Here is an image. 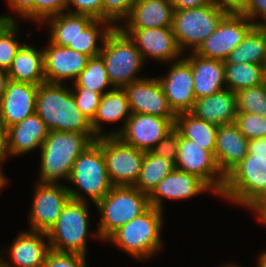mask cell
Instances as JSON below:
<instances>
[{
	"mask_svg": "<svg viewBox=\"0 0 266 267\" xmlns=\"http://www.w3.org/2000/svg\"><path fill=\"white\" fill-rule=\"evenodd\" d=\"M214 156L222 174L239 191L266 171V157L235 122L218 126Z\"/></svg>",
	"mask_w": 266,
	"mask_h": 267,
	"instance_id": "6da1fadb",
	"label": "cell"
},
{
	"mask_svg": "<svg viewBox=\"0 0 266 267\" xmlns=\"http://www.w3.org/2000/svg\"><path fill=\"white\" fill-rule=\"evenodd\" d=\"M36 113L49 131L86 133L94 141L98 138L91 121L77 107L71 89L63 83L43 82L38 85Z\"/></svg>",
	"mask_w": 266,
	"mask_h": 267,
	"instance_id": "7a4b0ae2",
	"label": "cell"
},
{
	"mask_svg": "<svg viewBox=\"0 0 266 267\" xmlns=\"http://www.w3.org/2000/svg\"><path fill=\"white\" fill-rule=\"evenodd\" d=\"M94 142L86 133L49 131L40 148L39 183L68 181L75 160Z\"/></svg>",
	"mask_w": 266,
	"mask_h": 267,
	"instance_id": "3957f363",
	"label": "cell"
},
{
	"mask_svg": "<svg viewBox=\"0 0 266 267\" xmlns=\"http://www.w3.org/2000/svg\"><path fill=\"white\" fill-rule=\"evenodd\" d=\"M71 199L56 223L47 232L50 250L86 256L89 231V205L77 189L67 187Z\"/></svg>",
	"mask_w": 266,
	"mask_h": 267,
	"instance_id": "277c9868",
	"label": "cell"
},
{
	"mask_svg": "<svg viewBox=\"0 0 266 267\" xmlns=\"http://www.w3.org/2000/svg\"><path fill=\"white\" fill-rule=\"evenodd\" d=\"M175 168L197 176L215 195L233 203L238 202L240 191L222 174L214 154L195 141L183 138L180 133Z\"/></svg>",
	"mask_w": 266,
	"mask_h": 267,
	"instance_id": "5b68a950",
	"label": "cell"
},
{
	"mask_svg": "<svg viewBox=\"0 0 266 267\" xmlns=\"http://www.w3.org/2000/svg\"><path fill=\"white\" fill-rule=\"evenodd\" d=\"M162 211L150 206L145 212L120 227L106 241L113 242L135 258L152 257L162 247Z\"/></svg>",
	"mask_w": 266,
	"mask_h": 267,
	"instance_id": "8992f818",
	"label": "cell"
},
{
	"mask_svg": "<svg viewBox=\"0 0 266 267\" xmlns=\"http://www.w3.org/2000/svg\"><path fill=\"white\" fill-rule=\"evenodd\" d=\"M95 205L101 213V221L98 232L93 235L105 241L150 207L148 195L134 186H113Z\"/></svg>",
	"mask_w": 266,
	"mask_h": 267,
	"instance_id": "52a82bcc",
	"label": "cell"
},
{
	"mask_svg": "<svg viewBox=\"0 0 266 267\" xmlns=\"http://www.w3.org/2000/svg\"><path fill=\"white\" fill-rule=\"evenodd\" d=\"M99 55L104 60L108 77L114 87L123 88L143 79L135 76L145 63L141 52L118 26L107 35Z\"/></svg>",
	"mask_w": 266,
	"mask_h": 267,
	"instance_id": "ba28073f",
	"label": "cell"
},
{
	"mask_svg": "<svg viewBox=\"0 0 266 267\" xmlns=\"http://www.w3.org/2000/svg\"><path fill=\"white\" fill-rule=\"evenodd\" d=\"M227 14L213 3L198 8L175 10L172 29L181 52L186 47L195 52Z\"/></svg>",
	"mask_w": 266,
	"mask_h": 267,
	"instance_id": "9c48e42d",
	"label": "cell"
},
{
	"mask_svg": "<svg viewBox=\"0 0 266 267\" xmlns=\"http://www.w3.org/2000/svg\"><path fill=\"white\" fill-rule=\"evenodd\" d=\"M109 179L113 186H134L143 164L145 151L124 143L118 136L98 137Z\"/></svg>",
	"mask_w": 266,
	"mask_h": 267,
	"instance_id": "30bf717a",
	"label": "cell"
},
{
	"mask_svg": "<svg viewBox=\"0 0 266 267\" xmlns=\"http://www.w3.org/2000/svg\"><path fill=\"white\" fill-rule=\"evenodd\" d=\"M68 181L86 193L95 204L109 193L113 185L102 148L96 142L75 160Z\"/></svg>",
	"mask_w": 266,
	"mask_h": 267,
	"instance_id": "8fae6325",
	"label": "cell"
},
{
	"mask_svg": "<svg viewBox=\"0 0 266 267\" xmlns=\"http://www.w3.org/2000/svg\"><path fill=\"white\" fill-rule=\"evenodd\" d=\"M255 25L243 14L228 13L194 53L204 58L225 61Z\"/></svg>",
	"mask_w": 266,
	"mask_h": 267,
	"instance_id": "7c38bea8",
	"label": "cell"
},
{
	"mask_svg": "<svg viewBox=\"0 0 266 267\" xmlns=\"http://www.w3.org/2000/svg\"><path fill=\"white\" fill-rule=\"evenodd\" d=\"M30 227L32 231L48 232L56 223L66 204L71 199L66 186L52 183H36Z\"/></svg>",
	"mask_w": 266,
	"mask_h": 267,
	"instance_id": "4fadbf2b",
	"label": "cell"
},
{
	"mask_svg": "<svg viewBox=\"0 0 266 267\" xmlns=\"http://www.w3.org/2000/svg\"><path fill=\"white\" fill-rule=\"evenodd\" d=\"M175 127V118L131 113L125 127L117 135L124 143L143 151H150Z\"/></svg>",
	"mask_w": 266,
	"mask_h": 267,
	"instance_id": "5bb4252c",
	"label": "cell"
},
{
	"mask_svg": "<svg viewBox=\"0 0 266 267\" xmlns=\"http://www.w3.org/2000/svg\"><path fill=\"white\" fill-rule=\"evenodd\" d=\"M170 66L165 77H157L168 105L175 115L191 112L196 101L191 64L184 57Z\"/></svg>",
	"mask_w": 266,
	"mask_h": 267,
	"instance_id": "9a60e30c",
	"label": "cell"
},
{
	"mask_svg": "<svg viewBox=\"0 0 266 267\" xmlns=\"http://www.w3.org/2000/svg\"><path fill=\"white\" fill-rule=\"evenodd\" d=\"M121 30L135 43L144 61L148 56L164 62L175 61L182 56L172 26Z\"/></svg>",
	"mask_w": 266,
	"mask_h": 267,
	"instance_id": "2e32d148",
	"label": "cell"
},
{
	"mask_svg": "<svg viewBox=\"0 0 266 267\" xmlns=\"http://www.w3.org/2000/svg\"><path fill=\"white\" fill-rule=\"evenodd\" d=\"M123 89L126 92L131 113L176 118L157 78H143L125 85Z\"/></svg>",
	"mask_w": 266,
	"mask_h": 267,
	"instance_id": "e0dca14e",
	"label": "cell"
},
{
	"mask_svg": "<svg viewBox=\"0 0 266 267\" xmlns=\"http://www.w3.org/2000/svg\"><path fill=\"white\" fill-rule=\"evenodd\" d=\"M45 82L63 83L77 79L86 67L89 56L68 47L49 42L43 49Z\"/></svg>",
	"mask_w": 266,
	"mask_h": 267,
	"instance_id": "ac0fdd59",
	"label": "cell"
},
{
	"mask_svg": "<svg viewBox=\"0 0 266 267\" xmlns=\"http://www.w3.org/2000/svg\"><path fill=\"white\" fill-rule=\"evenodd\" d=\"M38 85L9 80L0 100L2 124L8 128L36 112Z\"/></svg>",
	"mask_w": 266,
	"mask_h": 267,
	"instance_id": "d6986e66",
	"label": "cell"
},
{
	"mask_svg": "<svg viewBox=\"0 0 266 267\" xmlns=\"http://www.w3.org/2000/svg\"><path fill=\"white\" fill-rule=\"evenodd\" d=\"M212 189L193 174L174 168L148 195L150 206L163 210V198L182 200ZM163 197V198H162Z\"/></svg>",
	"mask_w": 266,
	"mask_h": 267,
	"instance_id": "ffe728a7",
	"label": "cell"
},
{
	"mask_svg": "<svg viewBox=\"0 0 266 267\" xmlns=\"http://www.w3.org/2000/svg\"><path fill=\"white\" fill-rule=\"evenodd\" d=\"M174 7L170 0H136L120 29H148L172 26Z\"/></svg>",
	"mask_w": 266,
	"mask_h": 267,
	"instance_id": "44dd1931",
	"label": "cell"
},
{
	"mask_svg": "<svg viewBox=\"0 0 266 267\" xmlns=\"http://www.w3.org/2000/svg\"><path fill=\"white\" fill-rule=\"evenodd\" d=\"M185 59L192 67L196 99L211 96L225 89L224 61L204 58L194 52Z\"/></svg>",
	"mask_w": 266,
	"mask_h": 267,
	"instance_id": "7402d4cb",
	"label": "cell"
},
{
	"mask_svg": "<svg viewBox=\"0 0 266 267\" xmlns=\"http://www.w3.org/2000/svg\"><path fill=\"white\" fill-rule=\"evenodd\" d=\"M45 237L47 233L42 231L20 232L9 248L13 267H42L50 251ZM9 264L5 262L6 267H12L11 262Z\"/></svg>",
	"mask_w": 266,
	"mask_h": 267,
	"instance_id": "603a6c76",
	"label": "cell"
},
{
	"mask_svg": "<svg viewBox=\"0 0 266 267\" xmlns=\"http://www.w3.org/2000/svg\"><path fill=\"white\" fill-rule=\"evenodd\" d=\"M237 112L236 93L227 88L211 96L196 99L191 110L197 118L216 126L235 122Z\"/></svg>",
	"mask_w": 266,
	"mask_h": 267,
	"instance_id": "cb8c5ba5",
	"label": "cell"
},
{
	"mask_svg": "<svg viewBox=\"0 0 266 267\" xmlns=\"http://www.w3.org/2000/svg\"><path fill=\"white\" fill-rule=\"evenodd\" d=\"M7 132L10 156H17L29 153L37 147L41 148V145L48 136L49 130L35 112L26 117L22 122L8 127Z\"/></svg>",
	"mask_w": 266,
	"mask_h": 267,
	"instance_id": "d4e9b609",
	"label": "cell"
},
{
	"mask_svg": "<svg viewBox=\"0 0 266 267\" xmlns=\"http://www.w3.org/2000/svg\"><path fill=\"white\" fill-rule=\"evenodd\" d=\"M130 115L131 111L125 90L117 87L111 90L109 89L107 93L102 95L96 115L91 121L92 130L97 137L117 136L125 127L126 121ZM123 119L124 126L118 129V131L114 130V132L108 134L102 132L101 122L113 123Z\"/></svg>",
	"mask_w": 266,
	"mask_h": 267,
	"instance_id": "484cf974",
	"label": "cell"
},
{
	"mask_svg": "<svg viewBox=\"0 0 266 267\" xmlns=\"http://www.w3.org/2000/svg\"><path fill=\"white\" fill-rule=\"evenodd\" d=\"M9 79L40 85L45 82L43 50L24 43L7 71Z\"/></svg>",
	"mask_w": 266,
	"mask_h": 267,
	"instance_id": "4316f807",
	"label": "cell"
},
{
	"mask_svg": "<svg viewBox=\"0 0 266 267\" xmlns=\"http://www.w3.org/2000/svg\"><path fill=\"white\" fill-rule=\"evenodd\" d=\"M50 20V21H49ZM94 18L86 14L60 13L47 18L50 25V42L76 50V39Z\"/></svg>",
	"mask_w": 266,
	"mask_h": 267,
	"instance_id": "83f0119b",
	"label": "cell"
},
{
	"mask_svg": "<svg viewBox=\"0 0 266 267\" xmlns=\"http://www.w3.org/2000/svg\"><path fill=\"white\" fill-rule=\"evenodd\" d=\"M175 128L183 138L195 141L214 154L218 126L185 112L176 115Z\"/></svg>",
	"mask_w": 266,
	"mask_h": 267,
	"instance_id": "f1b7e54d",
	"label": "cell"
},
{
	"mask_svg": "<svg viewBox=\"0 0 266 267\" xmlns=\"http://www.w3.org/2000/svg\"><path fill=\"white\" fill-rule=\"evenodd\" d=\"M224 63H255L266 66V25H255Z\"/></svg>",
	"mask_w": 266,
	"mask_h": 267,
	"instance_id": "f546056e",
	"label": "cell"
},
{
	"mask_svg": "<svg viewBox=\"0 0 266 267\" xmlns=\"http://www.w3.org/2000/svg\"><path fill=\"white\" fill-rule=\"evenodd\" d=\"M225 65V83L227 89L238 92L241 89L259 86L265 83L266 66L255 63Z\"/></svg>",
	"mask_w": 266,
	"mask_h": 267,
	"instance_id": "4dcf8cb0",
	"label": "cell"
},
{
	"mask_svg": "<svg viewBox=\"0 0 266 267\" xmlns=\"http://www.w3.org/2000/svg\"><path fill=\"white\" fill-rule=\"evenodd\" d=\"M175 164L165 158L146 151L138 180L134 187L149 195L173 169Z\"/></svg>",
	"mask_w": 266,
	"mask_h": 267,
	"instance_id": "1f68e13d",
	"label": "cell"
},
{
	"mask_svg": "<svg viewBox=\"0 0 266 267\" xmlns=\"http://www.w3.org/2000/svg\"><path fill=\"white\" fill-rule=\"evenodd\" d=\"M101 26H103L104 29H102L103 27ZM116 26L117 25L114 26V24L112 25L110 22L105 20L94 19L78 35V38L76 39V51L81 52L89 57L99 56L103 47V42L105 41L107 35ZM98 38H100L102 41V46L96 45Z\"/></svg>",
	"mask_w": 266,
	"mask_h": 267,
	"instance_id": "d6a6232c",
	"label": "cell"
},
{
	"mask_svg": "<svg viewBox=\"0 0 266 267\" xmlns=\"http://www.w3.org/2000/svg\"><path fill=\"white\" fill-rule=\"evenodd\" d=\"M73 83L74 87H86L102 95L108 92H105L104 89L109 85L115 88L108 77L104 60L100 55L88 59L86 67Z\"/></svg>",
	"mask_w": 266,
	"mask_h": 267,
	"instance_id": "836d02e7",
	"label": "cell"
},
{
	"mask_svg": "<svg viewBox=\"0 0 266 267\" xmlns=\"http://www.w3.org/2000/svg\"><path fill=\"white\" fill-rule=\"evenodd\" d=\"M15 19L11 15L0 16V69L8 71L13 59L22 45L17 41L18 29Z\"/></svg>",
	"mask_w": 266,
	"mask_h": 267,
	"instance_id": "e575fe53",
	"label": "cell"
},
{
	"mask_svg": "<svg viewBox=\"0 0 266 267\" xmlns=\"http://www.w3.org/2000/svg\"><path fill=\"white\" fill-rule=\"evenodd\" d=\"M235 123L239 131L266 157V118L253 113L237 112Z\"/></svg>",
	"mask_w": 266,
	"mask_h": 267,
	"instance_id": "d590c367",
	"label": "cell"
},
{
	"mask_svg": "<svg viewBox=\"0 0 266 267\" xmlns=\"http://www.w3.org/2000/svg\"><path fill=\"white\" fill-rule=\"evenodd\" d=\"M237 203L253 210L266 224V171L240 191Z\"/></svg>",
	"mask_w": 266,
	"mask_h": 267,
	"instance_id": "8d00e7d4",
	"label": "cell"
},
{
	"mask_svg": "<svg viewBox=\"0 0 266 267\" xmlns=\"http://www.w3.org/2000/svg\"><path fill=\"white\" fill-rule=\"evenodd\" d=\"M236 96L238 112L253 113L266 118V82L241 89L236 92Z\"/></svg>",
	"mask_w": 266,
	"mask_h": 267,
	"instance_id": "74e56055",
	"label": "cell"
},
{
	"mask_svg": "<svg viewBox=\"0 0 266 267\" xmlns=\"http://www.w3.org/2000/svg\"><path fill=\"white\" fill-rule=\"evenodd\" d=\"M71 92L75 98L77 107L85 117L92 121L96 115L102 94L89 90L86 87H75V91L71 90Z\"/></svg>",
	"mask_w": 266,
	"mask_h": 267,
	"instance_id": "f35d334b",
	"label": "cell"
},
{
	"mask_svg": "<svg viewBox=\"0 0 266 267\" xmlns=\"http://www.w3.org/2000/svg\"><path fill=\"white\" fill-rule=\"evenodd\" d=\"M136 0H103V20L115 24L126 19Z\"/></svg>",
	"mask_w": 266,
	"mask_h": 267,
	"instance_id": "ab89813d",
	"label": "cell"
},
{
	"mask_svg": "<svg viewBox=\"0 0 266 267\" xmlns=\"http://www.w3.org/2000/svg\"><path fill=\"white\" fill-rule=\"evenodd\" d=\"M178 146L179 132L174 127L150 151L153 154L170 160L175 164L178 154Z\"/></svg>",
	"mask_w": 266,
	"mask_h": 267,
	"instance_id": "60d3db41",
	"label": "cell"
},
{
	"mask_svg": "<svg viewBox=\"0 0 266 267\" xmlns=\"http://www.w3.org/2000/svg\"><path fill=\"white\" fill-rule=\"evenodd\" d=\"M42 267H87L86 256L50 250Z\"/></svg>",
	"mask_w": 266,
	"mask_h": 267,
	"instance_id": "b9f144b4",
	"label": "cell"
},
{
	"mask_svg": "<svg viewBox=\"0 0 266 267\" xmlns=\"http://www.w3.org/2000/svg\"><path fill=\"white\" fill-rule=\"evenodd\" d=\"M67 11V0H34V20L40 25L54 15Z\"/></svg>",
	"mask_w": 266,
	"mask_h": 267,
	"instance_id": "7bdbcfd3",
	"label": "cell"
},
{
	"mask_svg": "<svg viewBox=\"0 0 266 267\" xmlns=\"http://www.w3.org/2000/svg\"><path fill=\"white\" fill-rule=\"evenodd\" d=\"M71 4L75 7V11L68 8ZM67 12L86 14L94 19L103 20V0H67Z\"/></svg>",
	"mask_w": 266,
	"mask_h": 267,
	"instance_id": "ee69618b",
	"label": "cell"
},
{
	"mask_svg": "<svg viewBox=\"0 0 266 267\" xmlns=\"http://www.w3.org/2000/svg\"><path fill=\"white\" fill-rule=\"evenodd\" d=\"M240 14H243L256 25H266V0H248L246 8ZM260 16L265 22H255V19Z\"/></svg>",
	"mask_w": 266,
	"mask_h": 267,
	"instance_id": "f6af8a7d",
	"label": "cell"
},
{
	"mask_svg": "<svg viewBox=\"0 0 266 267\" xmlns=\"http://www.w3.org/2000/svg\"><path fill=\"white\" fill-rule=\"evenodd\" d=\"M13 11L34 21V0H7Z\"/></svg>",
	"mask_w": 266,
	"mask_h": 267,
	"instance_id": "bcb514c9",
	"label": "cell"
},
{
	"mask_svg": "<svg viewBox=\"0 0 266 267\" xmlns=\"http://www.w3.org/2000/svg\"><path fill=\"white\" fill-rule=\"evenodd\" d=\"M212 3L227 13L240 14L248 3V0H212Z\"/></svg>",
	"mask_w": 266,
	"mask_h": 267,
	"instance_id": "7dc6e473",
	"label": "cell"
},
{
	"mask_svg": "<svg viewBox=\"0 0 266 267\" xmlns=\"http://www.w3.org/2000/svg\"><path fill=\"white\" fill-rule=\"evenodd\" d=\"M174 10L198 8L212 4V0H170Z\"/></svg>",
	"mask_w": 266,
	"mask_h": 267,
	"instance_id": "c3c4849f",
	"label": "cell"
},
{
	"mask_svg": "<svg viewBox=\"0 0 266 267\" xmlns=\"http://www.w3.org/2000/svg\"><path fill=\"white\" fill-rule=\"evenodd\" d=\"M7 155H10L9 149H8V132L7 128L0 123V165L3 160L7 157ZM2 169L0 166V174H2Z\"/></svg>",
	"mask_w": 266,
	"mask_h": 267,
	"instance_id": "681fc988",
	"label": "cell"
},
{
	"mask_svg": "<svg viewBox=\"0 0 266 267\" xmlns=\"http://www.w3.org/2000/svg\"><path fill=\"white\" fill-rule=\"evenodd\" d=\"M9 80L10 79H9L8 74H7V71L0 69V100L6 91V87H7Z\"/></svg>",
	"mask_w": 266,
	"mask_h": 267,
	"instance_id": "f907efd6",
	"label": "cell"
},
{
	"mask_svg": "<svg viewBox=\"0 0 266 267\" xmlns=\"http://www.w3.org/2000/svg\"><path fill=\"white\" fill-rule=\"evenodd\" d=\"M259 267H266V252H263L258 259Z\"/></svg>",
	"mask_w": 266,
	"mask_h": 267,
	"instance_id": "816d5d0a",
	"label": "cell"
},
{
	"mask_svg": "<svg viewBox=\"0 0 266 267\" xmlns=\"http://www.w3.org/2000/svg\"><path fill=\"white\" fill-rule=\"evenodd\" d=\"M6 181L8 182V180L4 177V175L0 174V189L6 185L7 183Z\"/></svg>",
	"mask_w": 266,
	"mask_h": 267,
	"instance_id": "f5cc1de1",
	"label": "cell"
},
{
	"mask_svg": "<svg viewBox=\"0 0 266 267\" xmlns=\"http://www.w3.org/2000/svg\"><path fill=\"white\" fill-rule=\"evenodd\" d=\"M0 267H6L5 261L2 259V256L0 257Z\"/></svg>",
	"mask_w": 266,
	"mask_h": 267,
	"instance_id": "db71d44e",
	"label": "cell"
},
{
	"mask_svg": "<svg viewBox=\"0 0 266 267\" xmlns=\"http://www.w3.org/2000/svg\"><path fill=\"white\" fill-rule=\"evenodd\" d=\"M224 267H239V266H236V265L232 264V265H226Z\"/></svg>",
	"mask_w": 266,
	"mask_h": 267,
	"instance_id": "11a10c76",
	"label": "cell"
},
{
	"mask_svg": "<svg viewBox=\"0 0 266 267\" xmlns=\"http://www.w3.org/2000/svg\"><path fill=\"white\" fill-rule=\"evenodd\" d=\"M0 123H2V120H1V110H0Z\"/></svg>",
	"mask_w": 266,
	"mask_h": 267,
	"instance_id": "9f6ffc18",
	"label": "cell"
}]
</instances>
